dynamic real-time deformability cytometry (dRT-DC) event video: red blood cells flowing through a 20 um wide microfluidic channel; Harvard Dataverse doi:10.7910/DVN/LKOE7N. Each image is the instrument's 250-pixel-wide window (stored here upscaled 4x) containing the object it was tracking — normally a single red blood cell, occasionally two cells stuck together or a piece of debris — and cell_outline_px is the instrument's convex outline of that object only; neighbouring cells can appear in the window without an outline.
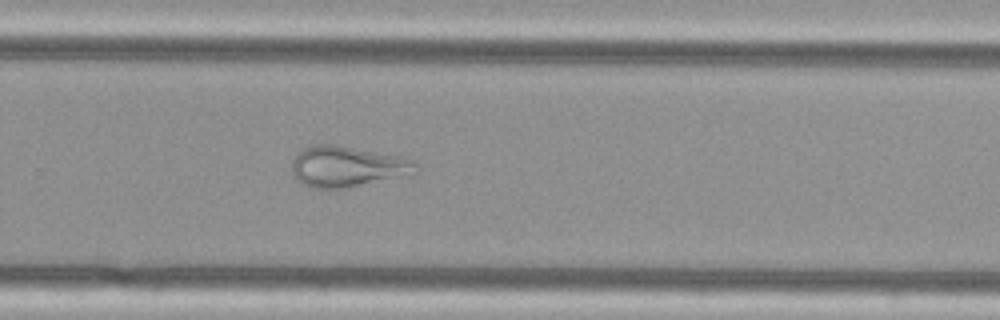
{"species": "Egyptian fruit bat (a non-hibernating species)", "species_latin": "Rousettus aegyptiacus", "temperature_condition": "cold", "stored_images_in_passage": 39, "camera_frame_rate_fps": 3000, "um_per_image_px": 0.085, "animal": {"sex": "female"}, "frame": {"image": 1, "passage_image": 21, "time_ms": 6.667, "image_size_px": [1000, 320], "cell_outline_px": [[420, 168], [416, 172], [344, 188], [312, 188], [296, 180], [292, 172], [292, 160], [300, 148], [316, 144], [332, 144], [396, 156], [408, 160], [416, 164]], "centroid_in_image_um": [29.39, 14.15], "position_along_channel_um": 300.4, "area_um2": 28.73}}
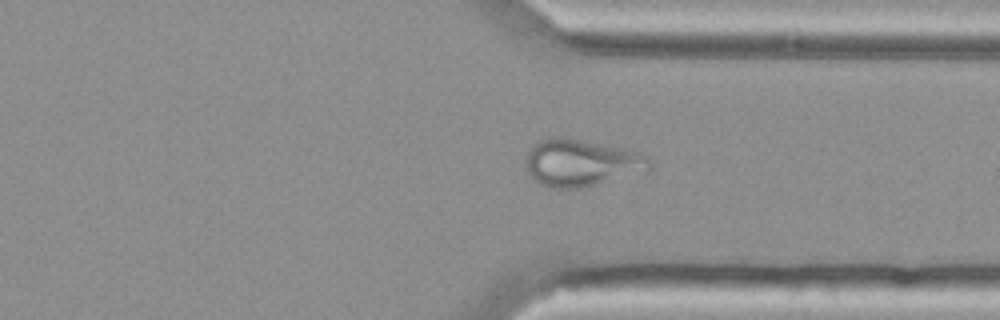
{"frame": {"image": 2, "passage_image": 26, "time_ms": 8.333, "image_size_px": [1000, 320], "cell_outline_px": [[652, 168], [648, 172], [580, 188], [552, 188], [540, 184], [532, 180], [524, 164], [524, 160], [532, 144], [548, 136], [564, 136], [624, 148], [640, 152], [648, 156], [652, 160]], "centroid_in_image_um": [49.42, 13.83], "position_along_channel_um": 362.0, "area_um2": 34.91}}
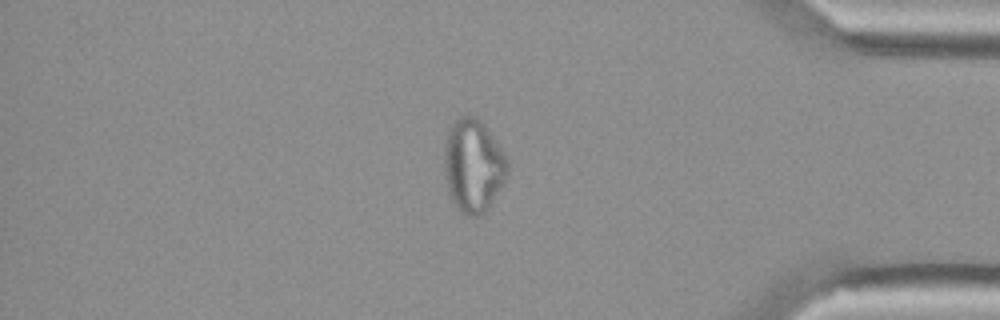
{"frame": {"image": 3, "passage_image": 31, "time_ms": 10.0, "image_size_px": [1000, 320], "cell_outline_px": [[508, 172], [504, 180], [488, 208], [480, 216], [464, 216], [452, 204], [448, 196], [444, 168], [444, 144], [448, 128], [460, 116], [472, 116], [480, 120], [484, 124], [508, 160]], "centroid_in_image_um": [40.18, 14.12], "position_along_channel_um": 395.0, "area_um2": 34.45}}